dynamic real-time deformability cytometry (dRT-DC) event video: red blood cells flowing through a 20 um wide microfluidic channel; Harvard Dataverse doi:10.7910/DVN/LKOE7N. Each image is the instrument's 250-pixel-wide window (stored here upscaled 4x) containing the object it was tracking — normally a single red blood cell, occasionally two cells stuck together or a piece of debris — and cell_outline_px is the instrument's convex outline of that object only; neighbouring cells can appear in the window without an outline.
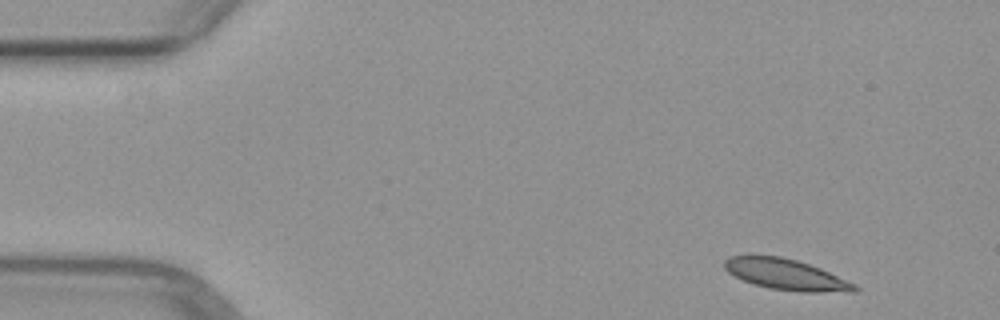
{"species": "common noctule bat (a hibernating species)", "species_latin": "Nyctalus noctula", "temperature_condition": "warm", "stored_images_in_passage": 4, "segment_of_instrument_passage": [1, 2], "camera_frame_rate_fps": 3000, "um_per_image_px": 0.085, "animal": {"sex": "female", "body_mass_g": 29.2, "forearm_length_mm": 56.3}, "frame": {"image": 1, "passage_image": 1, "time_ms": 0.0, "image_size_px": [1000, 320], "cell_outline_px": [[860, 288], [856, 292], [800, 292], [772, 288], [752, 284], [728, 272], [724, 268], [724, 260], [728, 256], [780, 256], [796, 260], [820, 268], [856, 284]], "centroid_in_image_um": [66.84, 23.34], "position_along_channel_um": 18.2, "area_um2": 23.24}}